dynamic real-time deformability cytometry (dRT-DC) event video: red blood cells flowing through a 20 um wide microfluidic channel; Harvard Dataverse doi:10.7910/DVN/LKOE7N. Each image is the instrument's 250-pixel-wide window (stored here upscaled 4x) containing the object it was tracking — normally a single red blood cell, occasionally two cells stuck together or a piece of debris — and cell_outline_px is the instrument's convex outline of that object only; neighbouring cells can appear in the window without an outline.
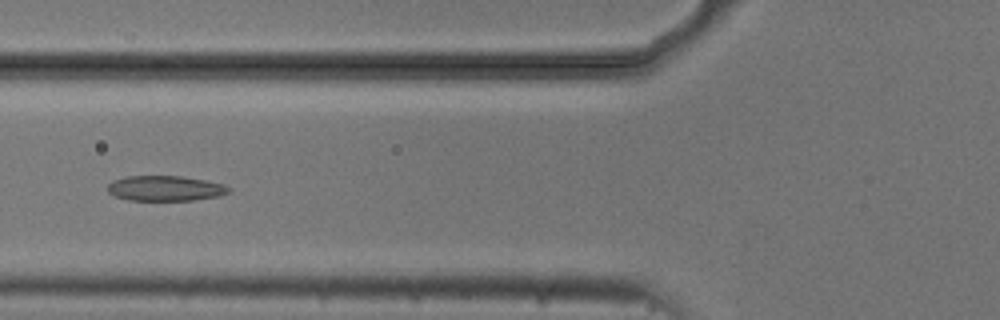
{"species": "common noctule bat (a hibernating species)", "species_latin": "Nyctalus noctula", "temperature_condition": "cold", "stored_images_in_passage": 6, "camera_frame_rate_fps": 3000, "um_per_image_px": 0.085, "animal": {"sex": "male", "body_mass_g": 20.5, "forearm_length_mm": 52.5}, "frame": {"image": 1, "passage_image": 6, "time_ms": 1.667, "image_size_px": [1000, 320], "cell_outline_px": [[232, 188], [228, 192], [220, 196], [192, 200], [128, 200], [112, 196], [108, 192], [108, 184], [112, 180], [124, 176], [180, 176], [204, 180], [224, 184]], "centroid_in_image_um": [14.01, 16.01], "position_along_channel_um": 111.8, "area_um2": 17.92}}